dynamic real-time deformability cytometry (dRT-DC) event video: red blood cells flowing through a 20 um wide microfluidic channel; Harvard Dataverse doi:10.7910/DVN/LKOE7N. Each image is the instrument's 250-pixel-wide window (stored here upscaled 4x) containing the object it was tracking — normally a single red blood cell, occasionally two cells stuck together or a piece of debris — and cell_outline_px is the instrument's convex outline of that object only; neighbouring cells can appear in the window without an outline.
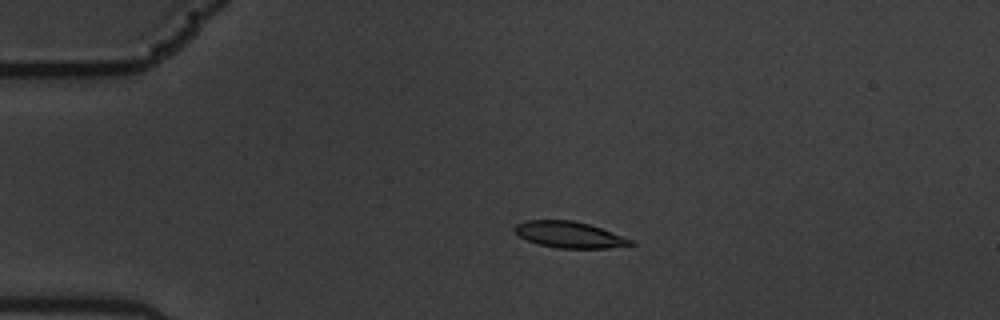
{"species": "common noctule bat (a hibernating species)", "species_latin": "Nyctalus noctula", "temperature_condition": "warm", "stored_images_in_passage": 6, "camera_frame_rate_fps": 3000, "um_per_image_px": 0.085, "animal": {"sex": "male", "body_mass_g": 19.5, "forearm_length_mm": 54.6}, "frame": {"image": 1, "passage_image": 4, "time_ms": 1.0, "image_size_px": [1000, 320], "cell_outline_px": [[636, 244], [608, 248], [560, 248], [540, 244], [528, 240], [520, 236], [512, 228], [516, 224], [524, 220], [572, 220], [588, 224], [636, 240]], "centroid_in_image_um": [48.43, 19.94], "position_along_channel_um": 36.6, "area_um2": 17.69}}
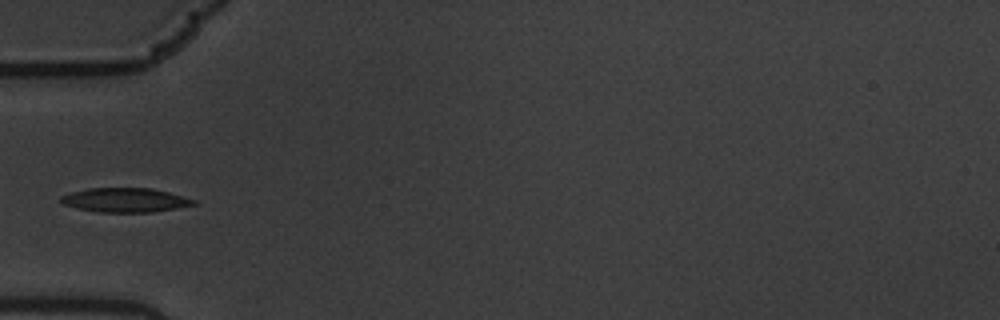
{"frame": {"image": 2, "passage_image": 6, "time_ms": 1.667, "image_size_px": [1000, 320], "cell_outline_px": [[200, 204], [152, 212], [100, 212], [76, 208], [64, 204], [60, 200], [60, 196], [72, 192], [88, 188], [152, 188], [168, 192], [196, 200]], "centroid_in_image_um": [10.66, 17.0], "position_along_channel_um": 74.3, "area_um2": 18.73}}